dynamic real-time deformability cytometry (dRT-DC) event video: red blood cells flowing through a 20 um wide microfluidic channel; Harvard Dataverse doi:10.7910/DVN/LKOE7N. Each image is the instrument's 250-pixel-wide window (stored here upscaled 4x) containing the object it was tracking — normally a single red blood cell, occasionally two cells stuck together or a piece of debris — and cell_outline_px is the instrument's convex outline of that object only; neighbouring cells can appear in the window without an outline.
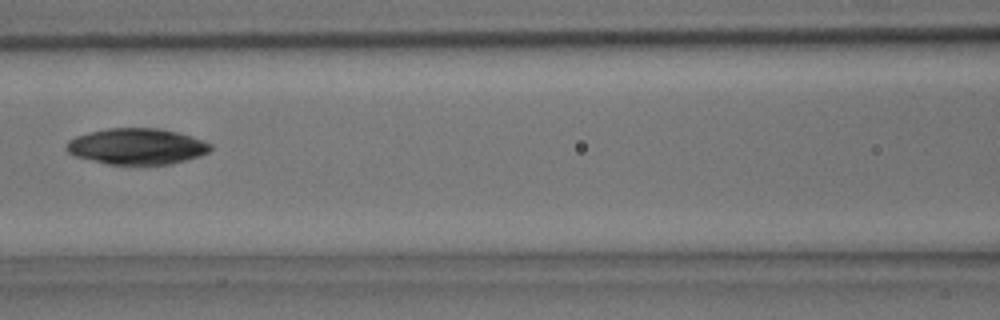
{"species": "common noctule bat (a hibernating species)", "species_latin": "Nyctalus noctula", "temperature_condition": "room temperature", "stored_images_in_passage": 5, "camera_frame_rate_fps": 3000, "um_per_image_px": 0.085, "animal": {"sex": "male", "body_mass_g": 15.6}, "frame": {"image": 1, "passage_image": 5, "time_ms": 1.333, "image_size_px": [1000, 320], "cell_outline_px": [[212, 148], [208, 152], [200, 156], [168, 164], [108, 164], [76, 156], [68, 152], [64, 148], [68, 140], [76, 136], [88, 132], [108, 128], [156, 128], [176, 132], [192, 136], [212, 144]], "centroid_in_image_um": [11.61, 12.43], "position_along_channel_um": 155.0, "area_um2": 30.11}}